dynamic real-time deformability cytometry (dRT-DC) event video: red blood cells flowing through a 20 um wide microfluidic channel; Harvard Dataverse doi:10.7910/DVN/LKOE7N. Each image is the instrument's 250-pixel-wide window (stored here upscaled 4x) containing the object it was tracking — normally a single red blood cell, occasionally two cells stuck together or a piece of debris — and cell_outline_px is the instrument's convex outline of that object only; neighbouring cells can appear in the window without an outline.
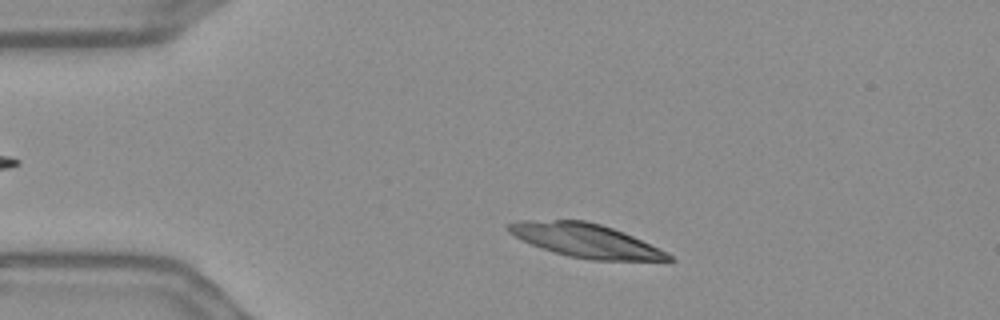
{"species": "Egyptian fruit bat (a non-hibernating species)", "species_latin": "Rousettus aegyptiacus", "temperature_condition": "warm", "stored_images_in_passage": 51, "camera_frame_rate_fps": 3000, "um_per_image_px": 0.085, "frame": {"image": 1, "passage_image": 6, "time_ms": 1.667, "image_size_px": [1000, 320], "cell_outline_px": [[676, 260], [592, 260], [568, 256], [540, 248], [508, 232], [504, 228], [508, 224], [516, 220], [584, 220], [600, 224], [624, 232], [672, 256]], "centroid_in_image_um": [49.7, 20.43], "position_along_channel_um": 35.3, "area_um2": 30.92}}
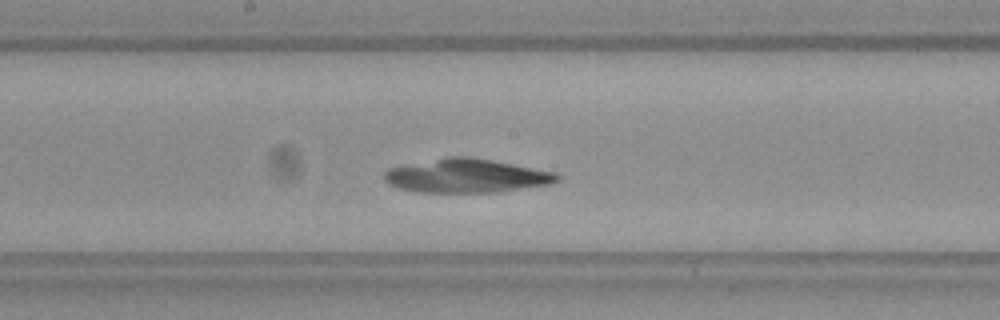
{"frame": {"image": 2, "passage_image": 24, "time_ms": 7.667, "image_size_px": [1000, 320], "cell_outline_px": [[560, 180], [548, 184], [500, 192], [416, 192], [396, 188], [388, 184], [384, 180], [384, 172], [388, 168], [400, 164], [448, 156], [468, 156], [492, 160], [556, 172], [560, 176]], "centroid_in_image_um": [39.58, 14.93], "position_along_channel_um": 208.6, "area_um2": 34.45}}
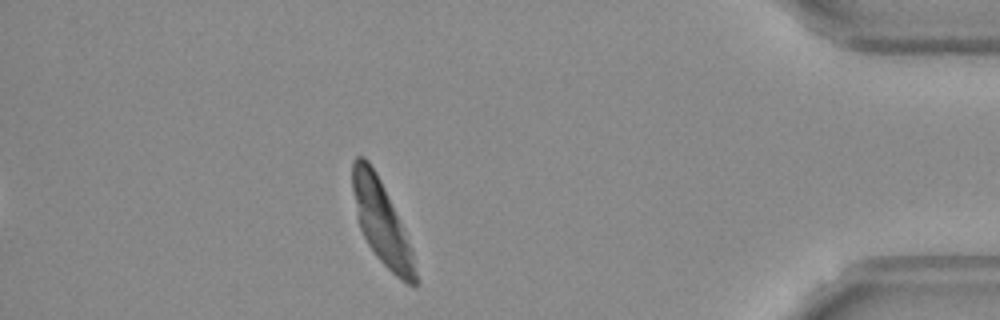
{"frame": {"image": 3, "passage_image": 44, "time_ms": 14.333, "image_size_px": [1000, 320], "cell_outline_px": [[420, 284], [416, 288], [400, 280], [376, 256], [368, 244], [360, 228], [356, 216], [352, 188], [352, 160], [356, 156], [364, 156], [368, 160], [376, 172], [380, 180], [400, 224], [412, 252]], "centroid_in_image_um": [32.41, 18.93], "position_along_channel_um": 402.8, "area_um2": 29.77}}